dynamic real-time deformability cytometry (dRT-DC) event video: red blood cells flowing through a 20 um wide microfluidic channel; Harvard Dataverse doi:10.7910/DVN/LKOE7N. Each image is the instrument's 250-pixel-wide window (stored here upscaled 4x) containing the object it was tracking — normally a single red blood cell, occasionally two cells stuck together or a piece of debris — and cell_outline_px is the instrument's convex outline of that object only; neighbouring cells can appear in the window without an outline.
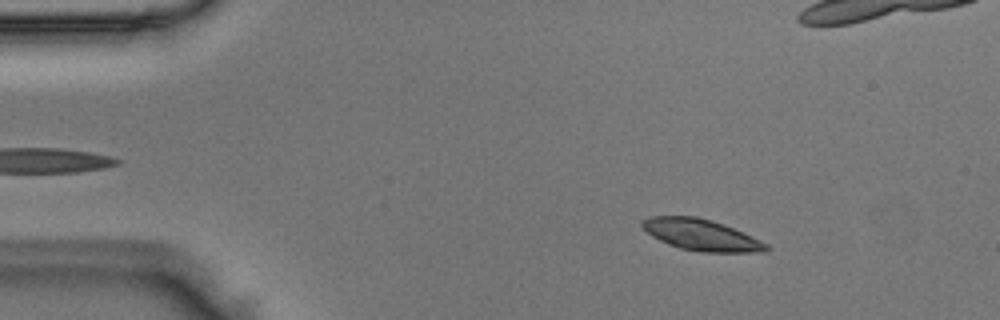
{"species": "Egyptian fruit bat (a non-hibernating species)", "species_latin": "Rousettus aegyptiacus", "temperature_condition": "room temperature", "stored_images_in_passage": 52, "camera_frame_rate_fps": 3000, "um_per_image_px": 0.085, "animal": {"sex": "male"}, "frame": {"image": 1, "passage_image": 7, "time_ms": 2.0, "image_size_px": [1000, 320], "cell_outline_px": [[772, 248], [768, 252], [700, 252], [680, 248], [668, 244], [652, 236], [640, 224], [640, 220], [648, 216], [696, 216], [712, 220], [724, 224], [768, 244]], "centroid_in_image_um": [59.61, 19.96], "position_along_channel_um": 25.4, "area_um2": 22.72}}
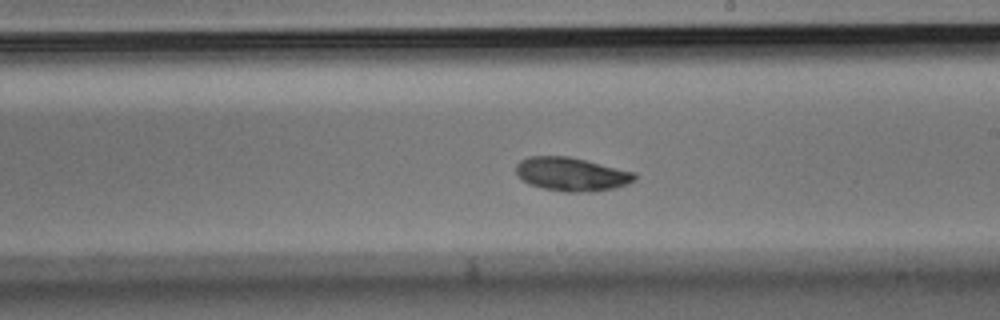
{"frame": {"image": 2, "passage_image": 29, "time_ms": 9.333, "image_size_px": [1000, 320], "cell_outline_px": [[636, 180], [628, 184], [612, 188], [592, 192], [564, 192], [544, 188], [528, 184], [520, 180], [516, 172], [516, 164], [520, 160], [528, 156], [568, 156], [636, 172]], "centroid_in_image_um": [48.56, 14.81], "position_along_channel_um": 240.4, "area_um2": 23.41}}
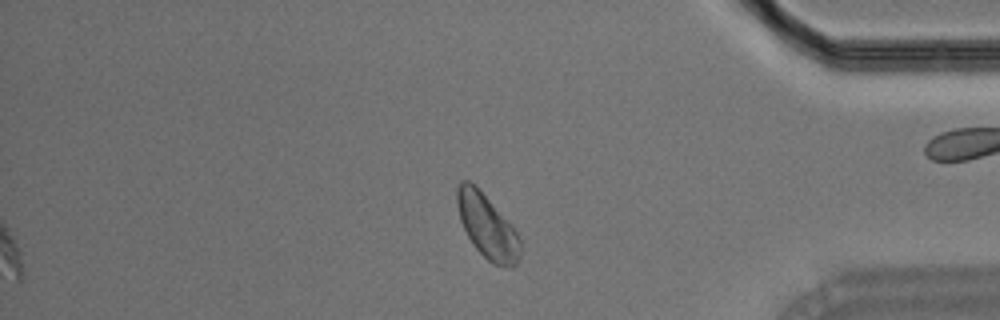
{"frame": {"image": 3, "passage_image": 43, "time_ms": 14.0, "image_size_px": [1000, 320], "cell_outline_px": [[520, 256], [516, 264], [512, 268], [492, 264], [472, 244], [460, 220], [456, 204], [456, 188], [460, 180], [468, 180], [488, 200], [516, 232], [520, 240]], "centroid_in_image_um": [41.38, 19.28], "position_along_channel_um": 393.8, "area_um2": 22.89}}